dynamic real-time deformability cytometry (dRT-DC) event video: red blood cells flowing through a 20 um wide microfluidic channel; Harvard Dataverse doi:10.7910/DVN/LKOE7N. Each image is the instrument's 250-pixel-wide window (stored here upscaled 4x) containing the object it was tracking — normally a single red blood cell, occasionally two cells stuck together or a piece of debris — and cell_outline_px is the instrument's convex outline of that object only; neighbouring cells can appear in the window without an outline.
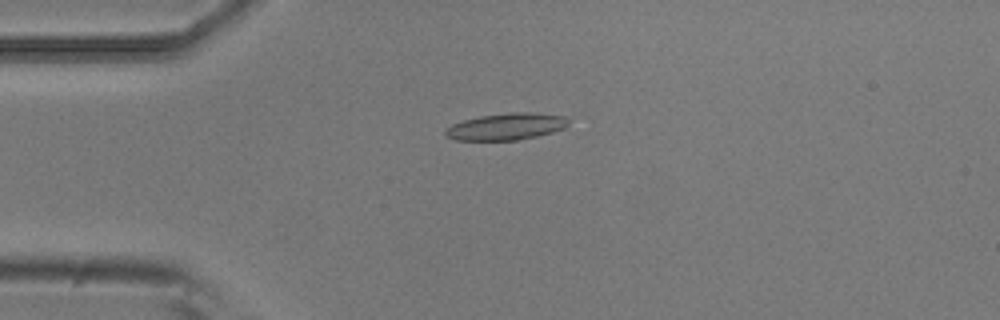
{"species": "common noctule bat (a hibernating species)", "species_latin": "Nyctalus noctula", "temperature_condition": "room temperature", "stored_images_in_passage": 7, "camera_frame_rate_fps": 3000, "um_per_image_px": 0.085, "animal": {"sex": "male", "body_mass_g": 20.5, "forearm_length_mm": 52.5}, "frame": {"image": 1, "passage_image": 2, "time_ms": 0.333, "image_size_px": [1000, 320], "cell_outline_px": [[568, 124], [564, 128], [552, 132], [536, 136], [516, 140], [456, 140], [448, 136], [444, 132], [452, 124], [464, 120], [480, 116], [508, 112], [532, 112], [564, 116], [568, 120]], "centroid_in_image_um": [43.05, 10.75], "position_along_channel_um": 42.0, "area_um2": 19.02}}
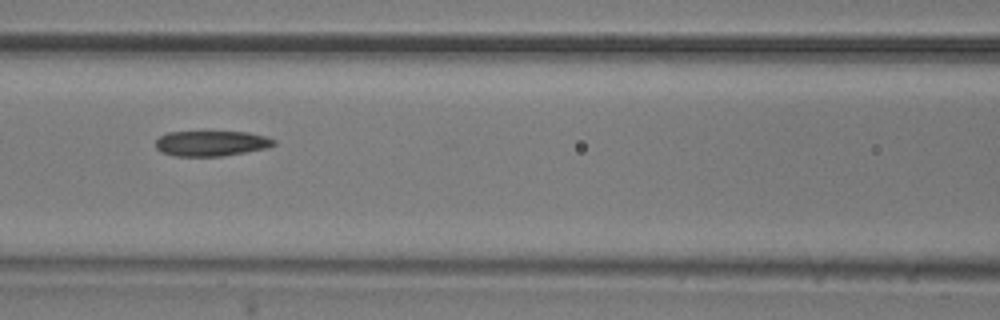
{"frame": {"image": 2, "passage_image": 5, "time_ms": 1.333, "image_size_px": [1000, 320], "cell_outline_px": [[276, 144], [268, 148], [224, 156], [172, 156], [160, 152], [156, 148], [156, 140], [160, 136], [168, 132], [248, 132], [264, 136], [276, 140]], "centroid_in_image_um": [17.96, 12.19], "position_along_channel_um": 148.6, "area_um2": 17.57}}
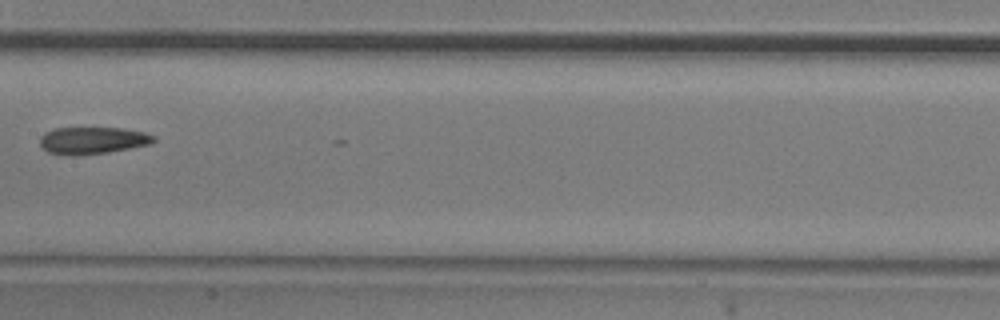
{"frame": {"image": 3, "passage_image": 6, "time_ms": 1.667, "image_size_px": [1000, 320], "cell_outline_px": [[156, 140], [152, 144], [108, 152], [72, 156], [68, 156], [48, 152], [40, 144], [40, 136], [44, 132], [56, 128], [124, 128], [144, 132], [156, 136]], "centroid_in_image_um": [7.88, 11.94], "position_along_channel_um": 199.5, "area_um2": 18.09}}